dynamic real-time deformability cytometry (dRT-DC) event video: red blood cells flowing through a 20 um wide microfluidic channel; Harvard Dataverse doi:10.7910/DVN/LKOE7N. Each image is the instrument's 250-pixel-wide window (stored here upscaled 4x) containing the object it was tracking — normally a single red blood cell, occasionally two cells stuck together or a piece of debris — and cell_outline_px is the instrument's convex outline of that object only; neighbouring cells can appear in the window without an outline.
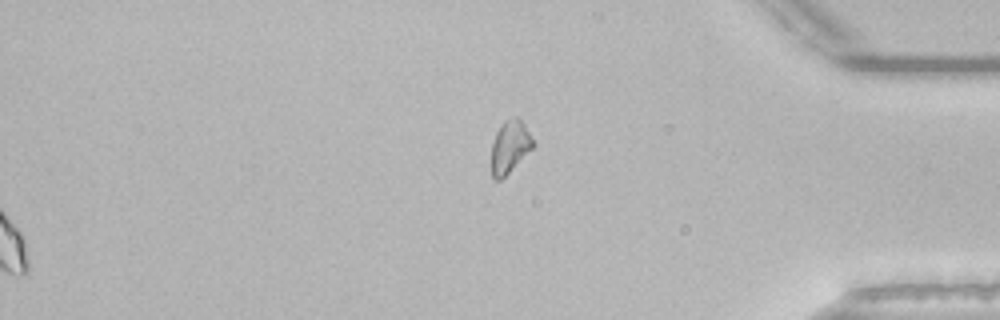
{"species": "common noctule bat (a hibernating species)", "species_latin": "Nyctalus noctula", "temperature_condition": "room temperature", "stored_images_in_passage": 55, "segment_of_instrument_passage": [2, 2], "camera_frame_rate_fps": 3000, "um_per_image_px": 0.085, "animal": {"sex": "male", "body_mass_g": 21.5, "forearm_length_mm": 52.0}, "frame": {"image": 1, "passage_image": 55, "time_ms": 18.0, "image_size_px": [1000, 320], "cell_outline_px": [[536, 144], [500, 180], [492, 180], [492, 144], [496, 132], [504, 120], [516, 116], [524, 124]], "centroid_in_image_um": [43.33, 12.45], "position_along_channel_um": 391.9, "area_um2": 12.48}}